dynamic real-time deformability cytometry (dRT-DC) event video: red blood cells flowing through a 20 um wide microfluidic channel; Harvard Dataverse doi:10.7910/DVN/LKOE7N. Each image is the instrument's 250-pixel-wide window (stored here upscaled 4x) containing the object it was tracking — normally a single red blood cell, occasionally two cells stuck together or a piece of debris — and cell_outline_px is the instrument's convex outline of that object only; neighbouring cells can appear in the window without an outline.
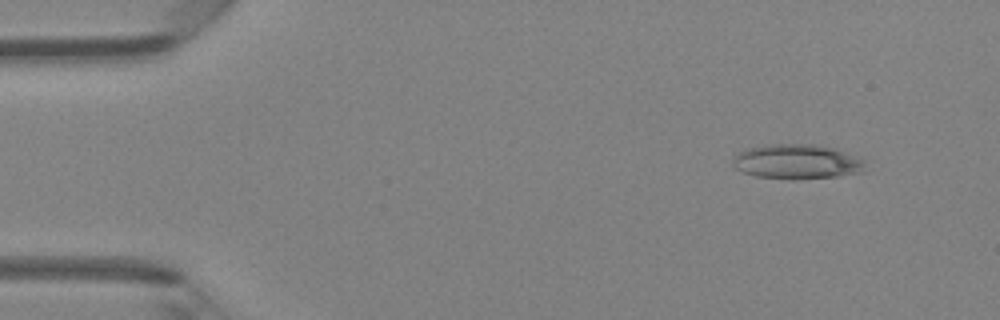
{"species": "Egyptian fruit bat (a non-hibernating species)", "species_latin": "Rousettus aegyptiacus", "temperature_condition": "room temperature", "stored_images_in_passage": 5, "camera_frame_rate_fps": 3000, "um_per_image_px": 0.085, "animal": {"sex": "female"}, "frame": {"image": 1, "passage_image": 2, "time_ms": 0.333, "image_size_px": [1000, 320], "cell_outline_px": [[864, 172], [836, 176], [796, 180], [788, 180], [756, 176], [744, 172], [736, 168], [732, 164], [732, 160], [736, 152], [748, 148], [768, 144], [816, 144], [832, 148], [864, 160]], "centroid_in_image_um": [67.69, 13.75], "position_along_channel_um": 17.3, "area_um2": 26.88}}
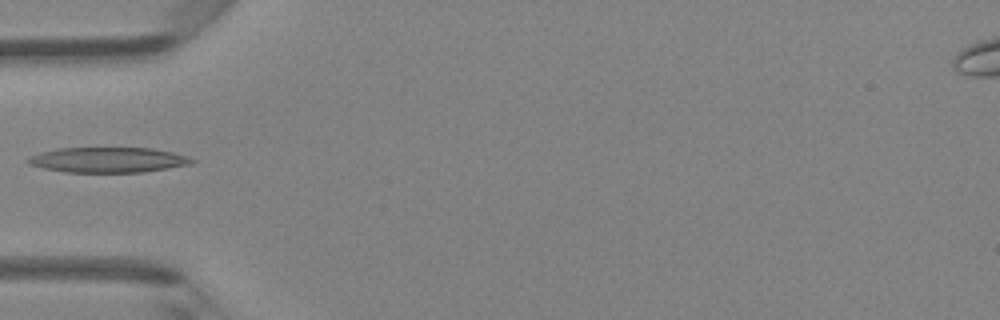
{"frame": {"image": 2, "passage_image": 5, "time_ms": 1.333, "image_size_px": [1000, 320], "cell_outline_px": [[196, 160], [192, 164], [144, 172], [64, 172], [44, 168], [28, 164], [24, 160], [40, 152], [56, 148], [152, 148], [172, 152]], "centroid_in_image_um": [9.15, 13.59], "position_along_channel_um": 75.8, "area_um2": 24.04}}